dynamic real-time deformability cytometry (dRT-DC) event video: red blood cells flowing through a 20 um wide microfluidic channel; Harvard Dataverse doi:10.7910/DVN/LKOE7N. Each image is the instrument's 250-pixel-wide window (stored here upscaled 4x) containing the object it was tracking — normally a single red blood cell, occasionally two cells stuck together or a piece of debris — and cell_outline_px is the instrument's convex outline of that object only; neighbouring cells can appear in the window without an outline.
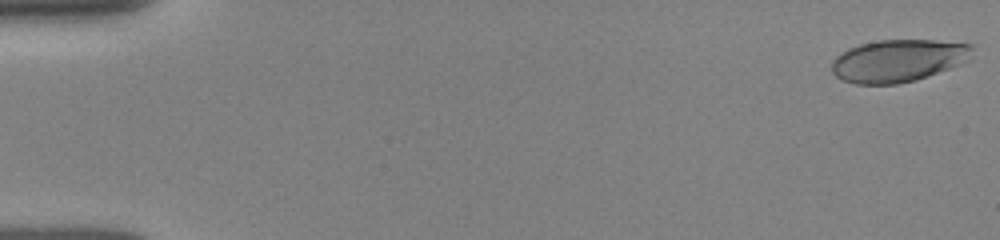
{"species": "human", "species_latin": "Homo sapiens", "temperature_condition": "room temperature", "stored_images_in_passage": 51, "camera_frame_rate_fps": 3000, "um_per_image_px": 0.085, "donor": {"sex": "female"}, "frame": {"image": 1, "passage_image": 1, "time_ms": 0.0, "image_size_px": [1000, 240], "cell_outline_px": [[972, 48], [968, 60], [928, 76], [916, 80], [896, 84], [856, 84], [844, 80], [836, 76], [832, 72], [832, 60], [836, 56], [848, 48], [860, 44], [880, 40], [932, 40], [972, 44]], "centroid_in_image_um": [76.3, 5.15], "position_along_channel_um": 8.7, "area_um2": 34.45}}
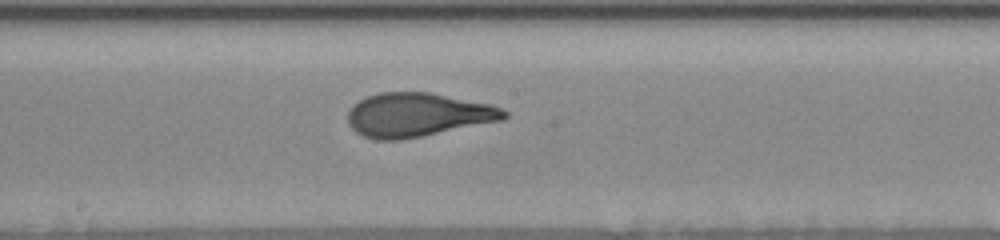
{"frame": {"image": 2, "passage_image": 28, "time_ms": 9.0, "image_size_px": [1000, 240], "cell_outline_px": [[508, 116], [504, 120], [400, 140], [376, 140], [364, 136], [356, 132], [348, 124], [348, 112], [352, 104], [368, 96], [380, 92], [428, 92], [492, 104], [508, 112]], "centroid_in_image_um": [35.49, 9.76], "position_along_channel_um": 212.7, "area_um2": 39.94}}
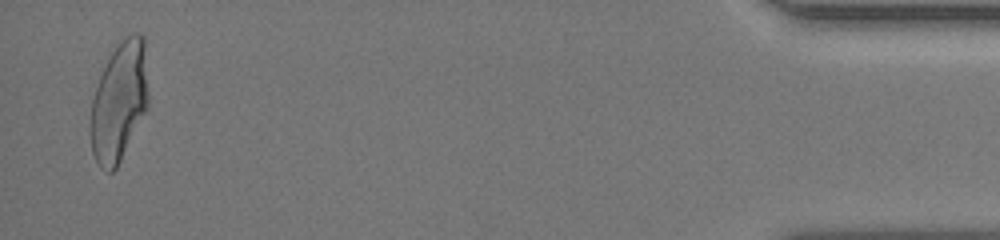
{"frame": {"image": 3, "passage_image": 50, "time_ms": 16.333, "image_size_px": [1000, 240], "cell_outline_px": [[148, 108], [116, 168], [112, 172], [104, 172], [100, 168], [92, 152], [88, 132], [92, 100], [100, 76], [112, 52], [120, 40], [132, 32], [136, 32], [144, 36], [148, 92]], "centroid_in_image_um": [10.12, 8.66], "position_along_channel_um": 425.1, "area_um2": 40.52}, "authors_computed_cell_mechanics": {"area_um2": 39.1306, "velocity_mm_per_s": 3.9512, "shape_relaxation_time_tau1_ms": 3.7898, "shape_relaxation_time_tau2_ms": 0.6615, "deformation_change_tau1": 0.1914, "deformation_change_tau2": 0.0713}}